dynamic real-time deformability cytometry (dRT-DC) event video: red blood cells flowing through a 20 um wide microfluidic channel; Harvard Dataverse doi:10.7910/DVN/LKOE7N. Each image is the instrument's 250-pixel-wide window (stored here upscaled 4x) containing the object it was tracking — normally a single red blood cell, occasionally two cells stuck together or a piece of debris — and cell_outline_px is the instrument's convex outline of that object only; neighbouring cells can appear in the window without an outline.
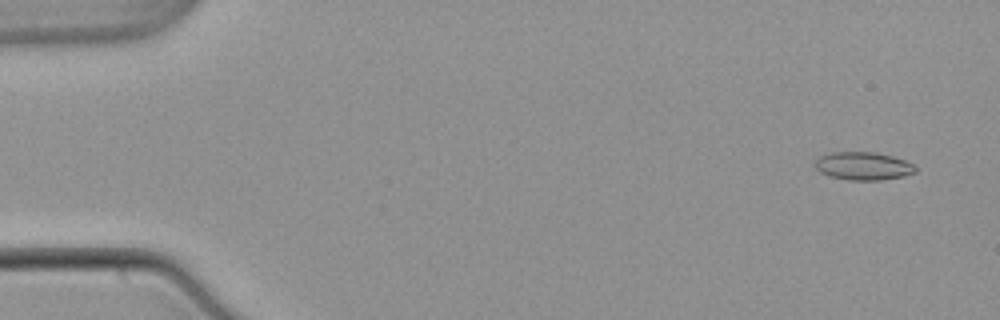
{"species": "common noctule bat (a hibernating species)", "species_latin": "Nyctalus noctula", "temperature_condition": "warm", "stored_images_in_passage": 51, "camera_frame_rate_fps": 3000, "um_per_image_px": 0.085, "animal": {"sex": "male", "body_mass_g": 21.5, "forearm_length_mm": 52.0}, "frame": {"image": 1, "passage_image": 1, "time_ms": 0.0, "image_size_px": [1000, 320], "cell_outline_px": [[916, 172], [904, 176], [880, 180], [848, 180], [828, 176], [820, 172], [816, 168], [816, 160], [820, 156], [832, 152], [876, 152], [892, 156], [904, 160], [912, 164], [916, 168]], "centroid_in_image_um": [73.37, 14.11], "position_along_channel_um": 11.6, "area_um2": 16.36}}
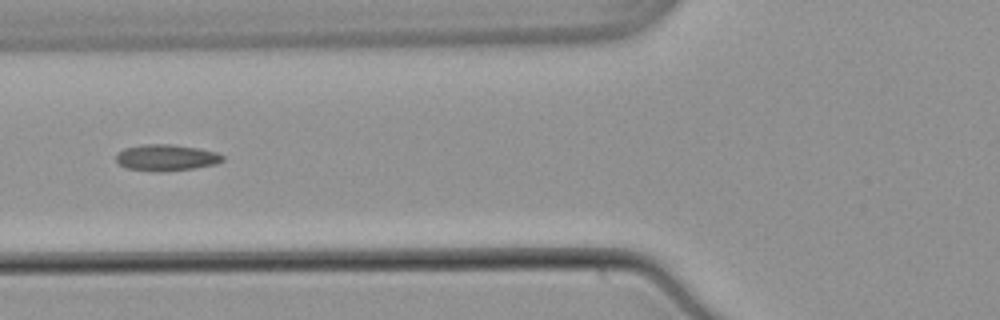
{"frame": {"image": 2, "passage_image": 19, "time_ms": 6.0, "image_size_px": [1000, 320], "cell_outline_px": [[224, 160], [216, 164], [192, 168], [128, 168], [120, 164], [116, 160], [116, 156], [124, 148], [144, 144], [172, 144], [200, 148], [216, 152], [224, 156]], "centroid_in_image_um": [14.2, 13.32], "position_along_channel_um": 111.6, "area_um2": 15.32}}
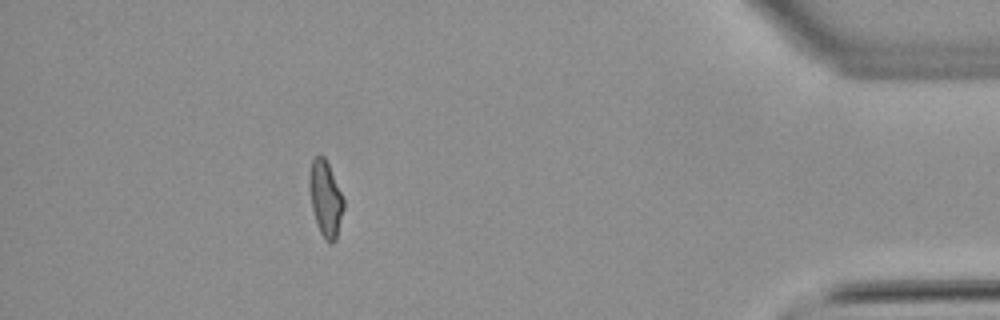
{"frame": {"image": 3, "passage_image": 46, "time_ms": 15.0, "image_size_px": [1000, 320], "cell_outline_px": [[344, 208], [336, 240], [332, 244], [328, 244], [324, 240], [316, 224], [312, 208], [308, 184], [308, 176], [312, 160], [320, 152], [324, 156], [328, 164], [344, 200]], "centroid_in_image_um": [27.65, 16.91], "position_along_channel_um": 407.5, "area_um2": 15.32}, "authors_computed_cell_mechanics": {"area_um2": 15.4904, "velocity_mm_per_s": 3.8654, "shape_relaxation_time_tau1_ms": null, "shape_relaxation_time_tau2_ms": 1.977, "deformation_change_tau1": null, "deformation_change_tau2": 0.0971}}